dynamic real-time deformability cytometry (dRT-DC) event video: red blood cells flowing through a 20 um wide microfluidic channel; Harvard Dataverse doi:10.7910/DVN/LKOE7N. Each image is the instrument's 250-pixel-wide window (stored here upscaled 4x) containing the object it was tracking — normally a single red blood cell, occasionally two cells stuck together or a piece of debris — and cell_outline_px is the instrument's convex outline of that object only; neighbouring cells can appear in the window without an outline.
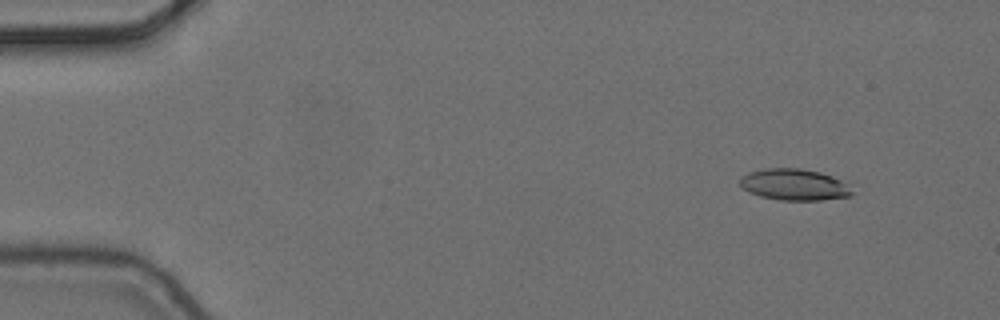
{"species": "common noctule bat (a hibernating species)", "species_latin": "Nyctalus noctula", "temperature_condition": "cold", "stored_images_in_passage": 5, "camera_frame_rate_fps": 3000, "um_per_image_px": 0.085, "animal": {"sex": "female", "body_mass_g": 24.6, "forearm_length_mm": 56.2}, "frame": {"image": 1, "passage_image": 2, "time_ms": 0.333, "image_size_px": [1000, 320], "cell_outline_px": [[852, 196], [820, 200], [780, 200], [760, 196], [744, 188], [740, 184], [740, 176], [748, 172], [764, 168], [800, 168], [820, 172], [832, 176], [848, 184], [852, 192]], "centroid_in_image_um": [67.51, 15.68], "position_along_channel_um": 17.5, "area_um2": 20.46}}
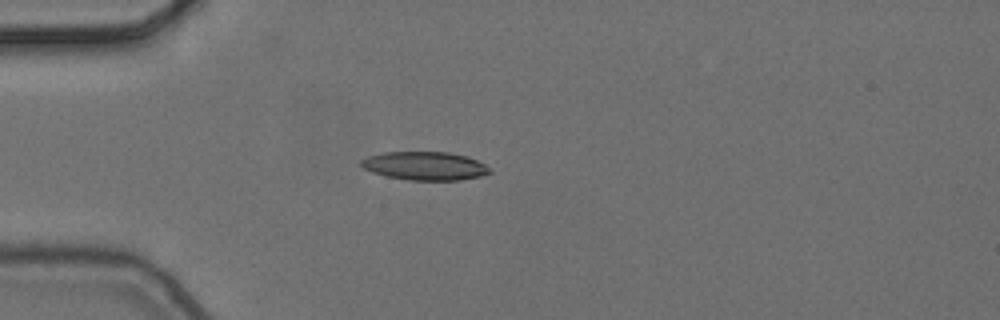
{"frame": {"image": 2, "passage_image": 5, "time_ms": 1.333, "image_size_px": [1000, 320], "cell_outline_px": [[492, 172], [480, 176], [460, 180], [408, 180], [388, 176], [372, 172], [364, 168], [360, 164], [360, 160], [368, 156], [384, 152], [448, 152], [464, 156], [476, 160], [484, 164]], "centroid_in_image_um": [36.09, 14.1], "position_along_channel_um": 48.9, "area_um2": 21.1}}